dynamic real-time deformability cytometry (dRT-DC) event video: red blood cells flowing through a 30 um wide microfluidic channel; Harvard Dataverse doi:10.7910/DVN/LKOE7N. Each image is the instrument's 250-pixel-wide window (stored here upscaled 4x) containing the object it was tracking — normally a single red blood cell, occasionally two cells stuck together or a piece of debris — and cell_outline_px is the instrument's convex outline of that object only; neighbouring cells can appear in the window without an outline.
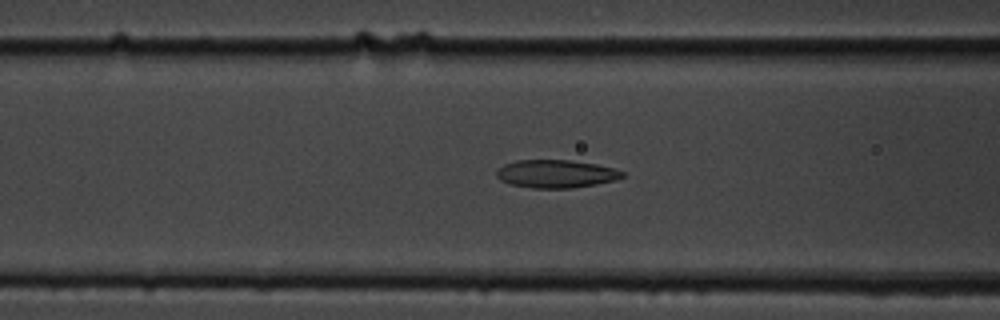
{"species": "common noctule bat (a hibernating species)", "species_latin": "Nyctalus noctula", "temperature_condition": "cold", "stored_images_in_passage": 47, "camera_frame_rate_fps": 3000, "um_per_image_px": 0.085, "animal": {"sex": "male", "body_mass_g": 19.5, "forearm_length_mm": 54.6}, "frame": {"image": 1, "passage_image": 14, "time_ms": 4.333, "image_size_px": [1000, 320], "cell_outline_px": [[624, 176], [616, 180], [596, 184], [572, 188], [532, 188], [508, 184], [500, 180], [496, 176], [496, 168], [504, 164], [516, 160], [572, 160], [596, 164], [612, 168], [624, 172]], "centroid_in_image_um": [47.21, 14.77], "position_along_channel_um": 119.4, "area_um2": 20.69}}
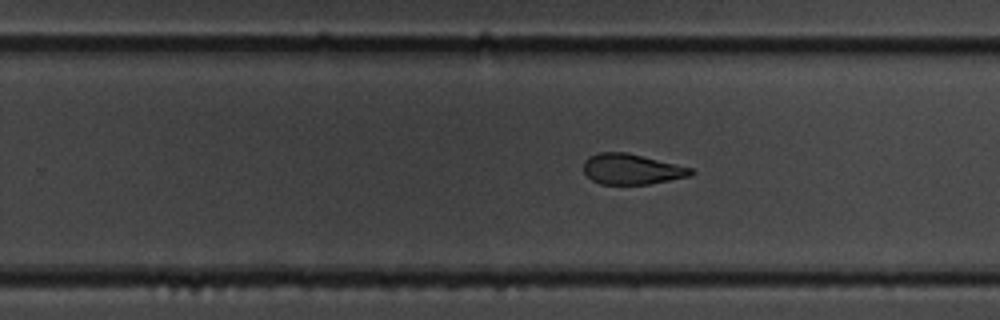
{"frame": {"image": 2, "passage_image": 27, "time_ms": 8.667, "image_size_px": [1000, 320], "cell_outline_px": [[696, 172], [692, 176], [648, 184], [600, 184], [592, 180], [584, 172], [584, 160], [588, 156], [600, 152], [628, 152], [692, 168]], "centroid_in_image_um": [53.7, 14.37], "position_along_channel_um": 276.1, "area_um2": 19.19}}
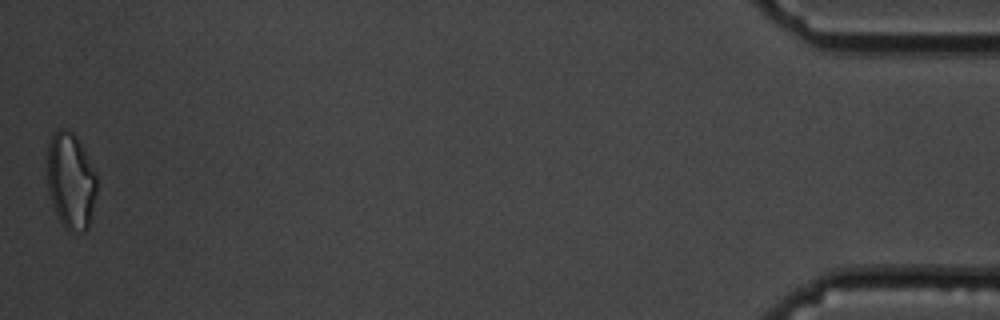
{"frame": {"image": 3, "passage_image": 47, "time_ms": 15.333, "image_size_px": [1000, 320], "cell_outline_px": [[96, 192], [88, 228], [84, 232], [68, 232], [64, 228], [56, 212], [48, 192], [48, 144], [52, 136], [60, 128], [68, 128], [76, 136], [96, 172]], "centroid_in_image_um": [6.02, 15.39], "position_along_channel_um": 429.2, "area_um2": 27.69}, "authors_computed_cell_mechanics": {"area_um2": 20.808, "velocity_mm_per_s": 3.6257, "shape_relaxation_time_tau1_ms": 4.6738, "shape_relaxation_time_tau2_ms": 4.316, "deformation_change_tau1": 0.126, "deformation_change_tau2": 0.1175}}